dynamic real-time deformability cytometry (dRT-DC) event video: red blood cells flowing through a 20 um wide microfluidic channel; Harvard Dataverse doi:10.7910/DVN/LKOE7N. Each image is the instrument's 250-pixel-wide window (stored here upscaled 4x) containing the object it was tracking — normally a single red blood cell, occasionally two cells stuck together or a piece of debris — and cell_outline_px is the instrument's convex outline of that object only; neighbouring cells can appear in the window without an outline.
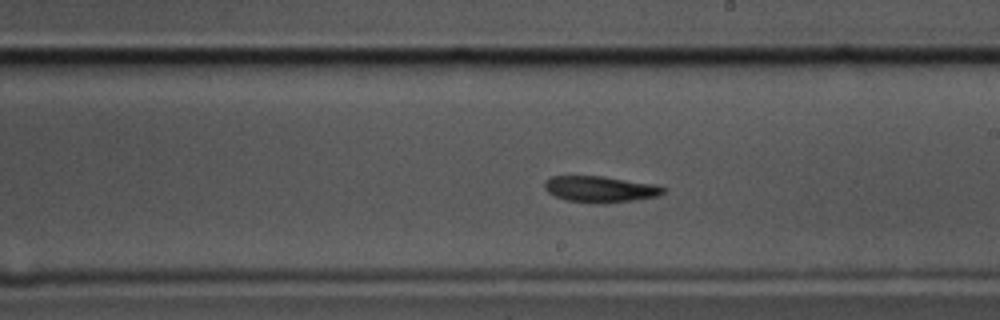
{"species": "common noctule bat (a hibernating species)", "species_latin": "Nyctalus noctula", "temperature_condition": "cold", "stored_images_in_passage": 43, "camera_frame_rate_fps": 3000, "um_per_image_px": 0.085, "animal": {"sex": "male", "body_mass_g": 17.5, "forearm_length_mm": 52.3}, "frame": {"image": 1, "passage_image": 18, "time_ms": 5.667, "image_size_px": [1000, 320], "cell_outline_px": [[664, 192], [656, 196], [632, 200], [604, 204], [592, 204], [564, 200], [548, 192], [544, 188], [544, 180], [552, 176], [604, 176], [660, 184], [664, 188]], "centroid_in_image_um": [51.01, 16.08], "position_along_channel_um": 238.0, "area_um2": 18.5}}
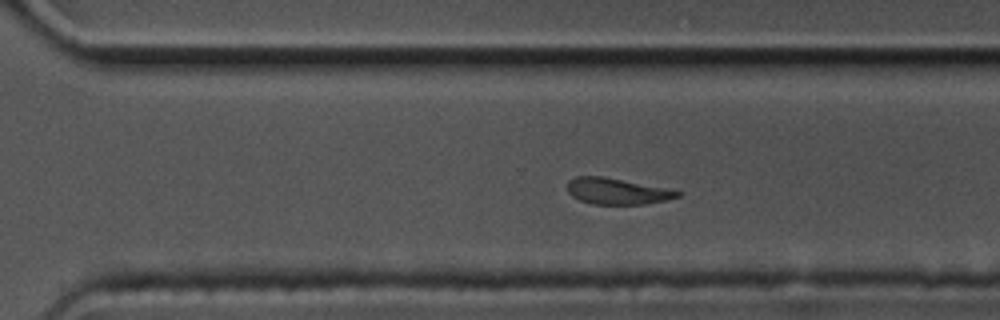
{"frame": {"image": 2, "passage_image": 25, "time_ms": 8.0, "image_size_px": [1000, 320], "cell_outline_px": [[680, 196], [668, 200], [648, 204], [592, 204], [580, 200], [572, 196], [568, 192], [568, 180], [576, 176], [604, 176], [680, 192]], "centroid_in_image_um": [52.39, 16.26], "position_along_channel_um": 318.2, "area_um2": 16.53}}
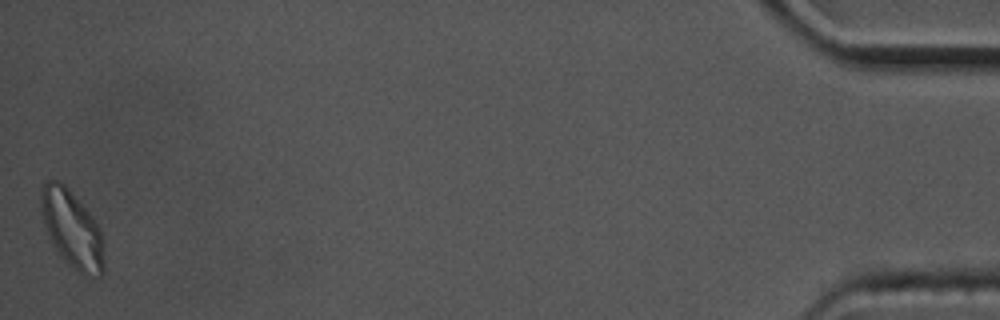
{"frame": {"image": 3, "passage_image": 43, "time_ms": 14.0, "image_size_px": [1000, 320], "cell_outline_px": [[104, 272], [100, 276], [92, 280], [76, 272], [56, 248], [48, 232], [40, 212], [40, 188], [48, 180], [60, 180], [68, 188], [92, 216], [100, 228], [104, 236]], "centroid_in_image_um": [6.17, 19.51], "position_along_channel_um": 429.0, "area_um2": 28.73}, "authors_computed_cell_mechanics": {"area_um2": 18.785, "velocity_mm_per_s": 3.4339, "shape_relaxation_time_tau1_ms": 8.5024, "shape_relaxation_time_tau2_ms": 10.7609, "deformation_change_tau1": 0.198, "deformation_change_tau2": 0.1769}}